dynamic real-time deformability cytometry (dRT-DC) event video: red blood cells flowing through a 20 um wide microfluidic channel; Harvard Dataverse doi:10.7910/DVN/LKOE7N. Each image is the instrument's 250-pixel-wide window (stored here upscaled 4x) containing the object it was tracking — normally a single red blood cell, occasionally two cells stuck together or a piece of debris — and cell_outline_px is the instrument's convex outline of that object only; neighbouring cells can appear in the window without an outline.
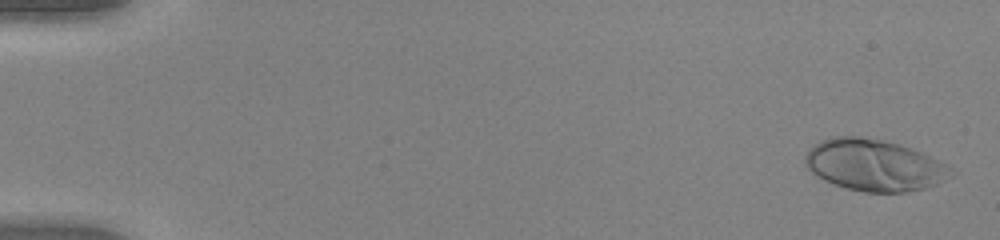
{"species": "human", "species_latin": "Homo sapiens", "temperature_condition": "warm", "stored_images_in_passage": 52, "camera_frame_rate_fps": 3000, "um_per_image_px": 0.085, "donor": {"sex": "female"}, "frame": {"image": 1, "passage_image": 2, "time_ms": 0.333, "image_size_px": [1000, 240], "cell_outline_px": [[948, 168], [936, 184], [924, 188], [908, 192], [864, 192], [848, 188], [824, 180], [812, 172], [804, 164], [804, 156], [820, 140], [832, 136], [860, 136], [884, 140], [912, 148], [948, 164]], "centroid_in_image_um": [74.21, 14.01], "position_along_channel_um": 10.8, "area_um2": 43.0}}
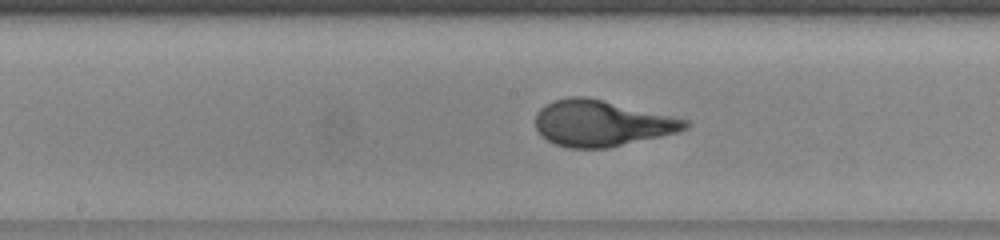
{"frame": {"image": 2, "passage_image": 28, "time_ms": 9.0, "image_size_px": [1000, 240], "cell_outline_px": [[692, 124], [688, 128], [680, 132], [608, 148], [568, 148], [556, 144], [540, 136], [536, 128], [536, 112], [540, 108], [556, 100], [568, 96], [584, 96], [672, 116], [688, 120]], "centroid_in_image_um": [51.14, 10.49], "position_along_channel_um": 197.1, "area_um2": 40.06}}
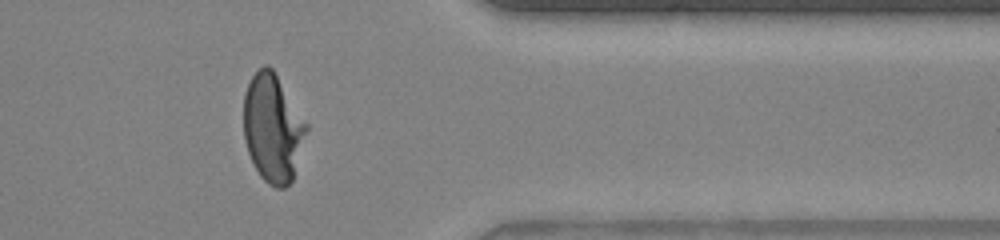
{"frame": {"image": 3, "passage_image": 43, "time_ms": 14.0, "image_size_px": [1000, 240], "cell_outline_px": [[308, 128], [292, 180], [284, 188], [276, 188], [268, 184], [260, 176], [248, 152], [244, 140], [244, 96], [248, 84], [252, 76], [264, 64], [268, 64], [272, 68], [308, 124]], "centroid_in_image_um": [23.18, 10.89], "position_along_channel_um": 388.2, "area_um2": 39.19}, "authors_computed_cell_mechanics": {"area_um2": 39.4196, "velocity_mm_per_s": 4.0424, "shape_relaxation_time_tau1_ms": 4.1837, "shape_relaxation_time_tau2_ms": null, "deformation_change_tau1": 0.2634, "deformation_change_tau2": null}}